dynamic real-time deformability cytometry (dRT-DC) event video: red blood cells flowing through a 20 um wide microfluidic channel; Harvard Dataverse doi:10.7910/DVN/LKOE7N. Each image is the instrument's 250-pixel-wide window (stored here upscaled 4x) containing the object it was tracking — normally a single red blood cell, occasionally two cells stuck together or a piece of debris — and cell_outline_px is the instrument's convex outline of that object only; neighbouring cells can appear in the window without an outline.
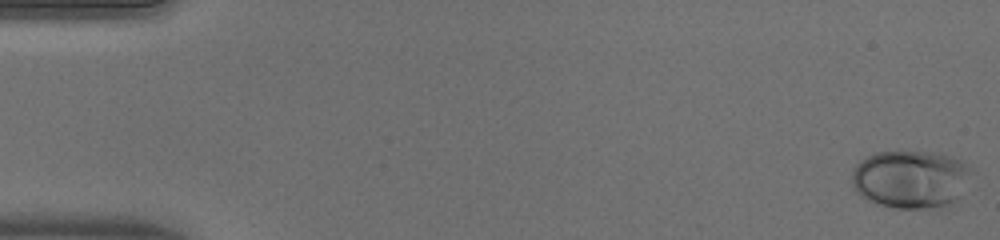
{"species": "human", "species_latin": "Homo sapiens", "temperature_condition": "warm", "stored_images_in_passage": 51, "camera_frame_rate_fps": 3000, "um_per_image_px": 0.085, "donor": {"sex": "male"}, "frame": {"image": 1, "passage_image": 1, "time_ms": 0.0, "image_size_px": [1000, 240], "cell_outline_px": [[976, 172], [956, 204], [940, 212], [896, 208], [876, 204], [868, 200], [856, 192], [852, 184], [852, 168], [860, 160], [876, 152], [932, 152], [948, 156], [972, 168]], "centroid_in_image_um": [77.49, 15.31], "position_along_channel_um": 7.5, "area_um2": 42.02}}
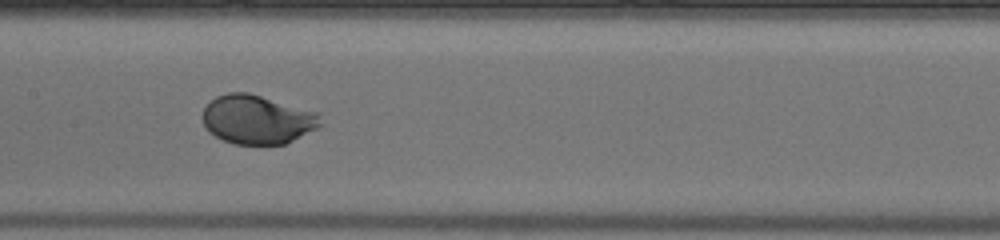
{"frame": {"image": 2, "passage_image": 26, "time_ms": 8.333, "image_size_px": [1000, 240], "cell_outline_px": [[324, 124], [284, 144], [232, 144], [208, 132], [200, 116], [204, 108], [216, 96], [228, 92], [248, 92], [320, 112]], "centroid_in_image_um": [21.87, 10.14], "position_along_channel_um": 185.5, "area_um2": 33.93}}
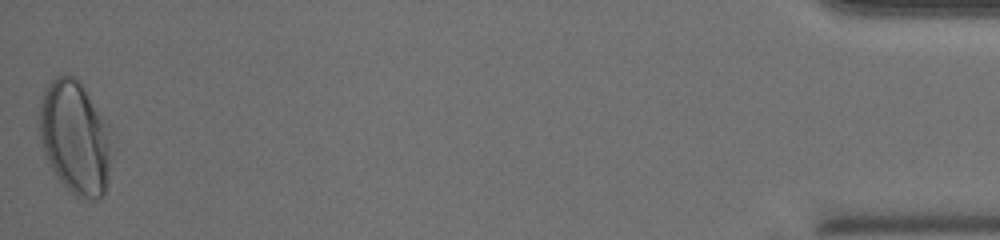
{"frame": {"image": 3, "passage_image": 51, "time_ms": 16.667, "image_size_px": [1000, 240], "cell_outline_px": [[108, 164], [104, 196], [92, 200], [76, 196], [52, 172], [44, 152], [40, 136], [40, 100], [44, 88], [56, 76], [76, 76], [80, 80], [108, 124]], "centroid_in_image_um": [6.34, 11.65], "position_along_channel_um": 428.9, "area_um2": 46.99}, "authors_computed_cell_mechanics": {"area_um2": 34.391, "velocity_mm_per_s": 4.0444, "shape_relaxation_time_tau1_ms": 2.9823, "shape_relaxation_time_tau2_ms": null, "deformation_change_tau1": 0.1695, "deformation_change_tau2": null}}